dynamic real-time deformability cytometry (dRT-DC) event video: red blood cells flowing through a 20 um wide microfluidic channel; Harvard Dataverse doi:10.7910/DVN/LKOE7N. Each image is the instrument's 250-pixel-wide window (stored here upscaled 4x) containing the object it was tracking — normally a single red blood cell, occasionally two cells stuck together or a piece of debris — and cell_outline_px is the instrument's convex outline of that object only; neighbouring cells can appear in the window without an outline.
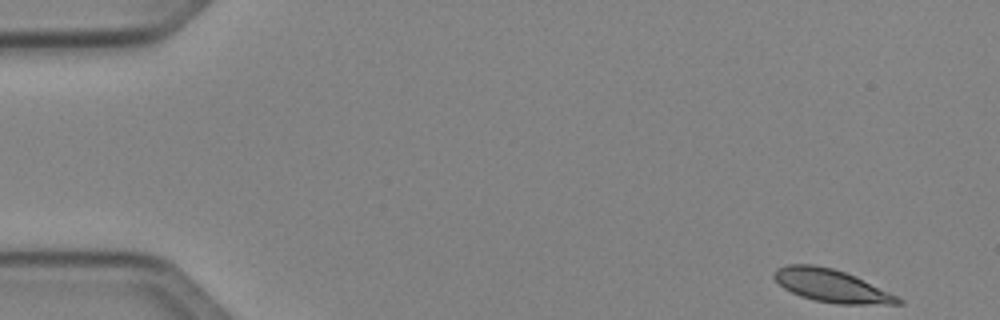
{"species": "Egyptian fruit bat (a non-hibernating species)", "species_latin": "Rousettus aegyptiacus", "temperature_condition": "cold", "stored_images_in_passage": 49, "camera_frame_rate_fps": 3000, "um_per_image_px": 0.085, "animal": {"sex": "female"}, "frame": {"image": 1, "passage_image": 1, "time_ms": 0.0, "image_size_px": [1000, 320], "cell_outline_px": [[904, 304], [836, 304], [816, 300], [800, 296], [784, 288], [772, 276], [776, 268], [788, 264], [812, 264], [832, 268], [856, 276], [904, 300]], "centroid_in_image_um": [70.65, 24.28], "position_along_channel_um": 14.3, "area_um2": 23.47}}
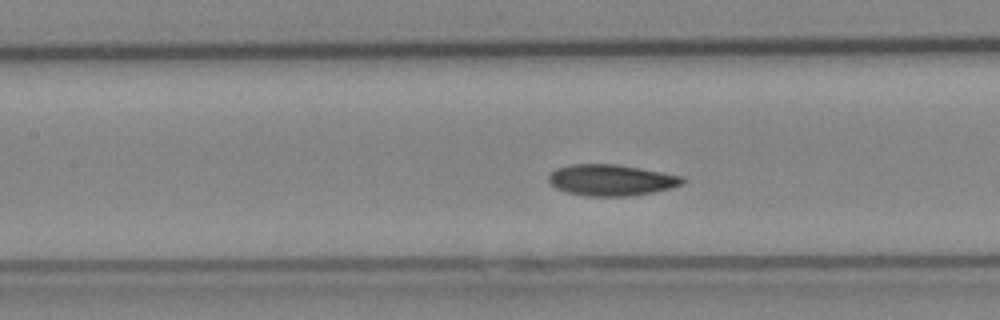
{"frame": {"image": 2, "passage_image": 21, "time_ms": 6.667, "image_size_px": [1000, 320], "cell_outline_px": [[684, 184], [672, 188], [632, 196], [588, 196], [568, 192], [556, 188], [548, 180], [548, 176], [556, 168], [568, 164], [616, 164], [640, 168], [684, 176]], "centroid_in_image_um": [51.97, 15.3], "position_along_channel_um": 155.4, "area_um2": 24.39}}
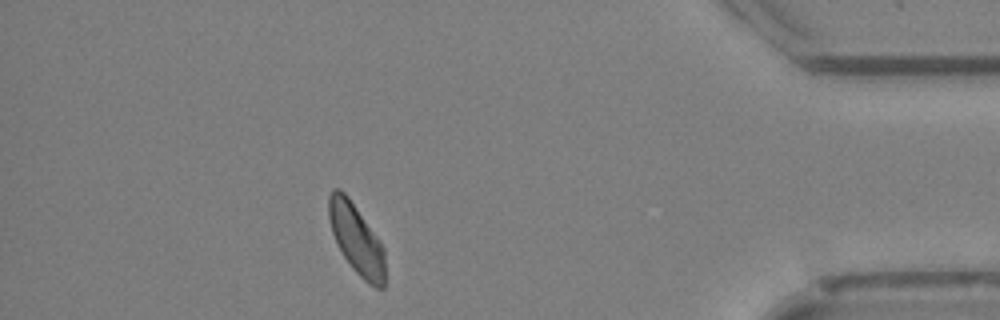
{"frame": {"image": 3, "passage_image": 43, "time_ms": 14.0, "image_size_px": [1000, 320], "cell_outline_px": [[384, 288], [376, 288], [368, 284], [352, 268], [344, 256], [332, 232], [328, 216], [328, 196], [332, 188], [340, 188], [348, 196], [380, 240], [384, 248]], "centroid_in_image_um": [30.29, 20.3], "position_along_channel_um": 404.9, "area_um2": 22.89}}